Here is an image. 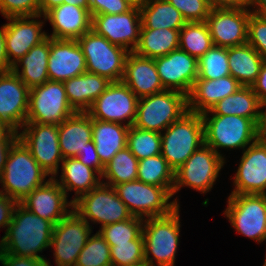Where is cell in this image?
I'll list each match as a JSON object with an SVG mask.
<instances>
[{
	"instance_id": "obj_1",
	"label": "cell",
	"mask_w": 266,
	"mask_h": 266,
	"mask_svg": "<svg viewBox=\"0 0 266 266\" xmlns=\"http://www.w3.org/2000/svg\"><path fill=\"white\" fill-rule=\"evenodd\" d=\"M54 224L43 219L21 203L15 207L11 223L3 237L4 252L18 257L47 261L39 253L50 248Z\"/></svg>"
},
{
	"instance_id": "obj_2",
	"label": "cell",
	"mask_w": 266,
	"mask_h": 266,
	"mask_svg": "<svg viewBox=\"0 0 266 266\" xmlns=\"http://www.w3.org/2000/svg\"><path fill=\"white\" fill-rule=\"evenodd\" d=\"M49 175L31 155L29 149L18 138L11 146L4 170L0 177L3 193L18 203L33 190L44 185Z\"/></svg>"
},
{
	"instance_id": "obj_3",
	"label": "cell",
	"mask_w": 266,
	"mask_h": 266,
	"mask_svg": "<svg viewBox=\"0 0 266 266\" xmlns=\"http://www.w3.org/2000/svg\"><path fill=\"white\" fill-rule=\"evenodd\" d=\"M205 144L218 155L221 149H242L259 138V125L251 118L236 115H215L210 110L201 114Z\"/></svg>"
},
{
	"instance_id": "obj_4",
	"label": "cell",
	"mask_w": 266,
	"mask_h": 266,
	"mask_svg": "<svg viewBox=\"0 0 266 266\" xmlns=\"http://www.w3.org/2000/svg\"><path fill=\"white\" fill-rule=\"evenodd\" d=\"M179 209L178 206L169 215L144 219L142 234L146 266H175L180 243ZM154 260L157 264L153 262Z\"/></svg>"
},
{
	"instance_id": "obj_5",
	"label": "cell",
	"mask_w": 266,
	"mask_h": 266,
	"mask_svg": "<svg viewBox=\"0 0 266 266\" xmlns=\"http://www.w3.org/2000/svg\"><path fill=\"white\" fill-rule=\"evenodd\" d=\"M161 133V155L175 172L203 144L204 123L201 114L188 111Z\"/></svg>"
},
{
	"instance_id": "obj_6",
	"label": "cell",
	"mask_w": 266,
	"mask_h": 266,
	"mask_svg": "<svg viewBox=\"0 0 266 266\" xmlns=\"http://www.w3.org/2000/svg\"><path fill=\"white\" fill-rule=\"evenodd\" d=\"M187 112L188 100L185 94L164 90L138 99L133 126L162 133Z\"/></svg>"
},
{
	"instance_id": "obj_7",
	"label": "cell",
	"mask_w": 266,
	"mask_h": 266,
	"mask_svg": "<svg viewBox=\"0 0 266 266\" xmlns=\"http://www.w3.org/2000/svg\"><path fill=\"white\" fill-rule=\"evenodd\" d=\"M118 197L135 217L142 219L169 215L180 203L164 188L139 180L114 186Z\"/></svg>"
},
{
	"instance_id": "obj_8",
	"label": "cell",
	"mask_w": 266,
	"mask_h": 266,
	"mask_svg": "<svg viewBox=\"0 0 266 266\" xmlns=\"http://www.w3.org/2000/svg\"><path fill=\"white\" fill-rule=\"evenodd\" d=\"M225 161L211 147L203 144L174 172L172 197L184 186L201 194L211 191Z\"/></svg>"
},
{
	"instance_id": "obj_9",
	"label": "cell",
	"mask_w": 266,
	"mask_h": 266,
	"mask_svg": "<svg viewBox=\"0 0 266 266\" xmlns=\"http://www.w3.org/2000/svg\"><path fill=\"white\" fill-rule=\"evenodd\" d=\"M86 59L87 72L119 82L123 78L128 50L114 45L92 29L77 39Z\"/></svg>"
},
{
	"instance_id": "obj_10",
	"label": "cell",
	"mask_w": 266,
	"mask_h": 266,
	"mask_svg": "<svg viewBox=\"0 0 266 266\" xmlns=\"http://www.w3.org/2000/svg\"><path fill=\"white\" fill-rule=\"evenodd\" d=\"M73 210L89 224L101 223L100 228L133 217L115 188L102 182L74 201Z\"/></svg>"
},
{
	"instance_id": "obj_11",
	"label": "cell",
	"mask_w": 266,
	"mask_h": 266,
	"mask_svg": "<svg viewBox=\"0 0 266 266\" xmlns=\"http://www.w3.org/2000/svg\"><path fill=\"white\" fill-rule=\"evenodd\" d=\"M224 211L232 228L258 244L266 241V194H230Z\"/></svg>"
},
{
	"instance_id": "obj_12",
	"label": "cell",
	"mask_w": 266,
	"mask_h": 266,
	"mask_svg": "<svg viewBox=\"0 0 266 266\" xmlns=\"http://www.w3.org/2000/svg\"><path fill=\"white\" fill-rule=\"evenodd\" d=\"M74 113L63 82L48 80L29 90L26 122L59 125Z\"/></svg>"
},
{
	"instance_id": "obj_13",
	"label": "cell",
	"mask_w": 266,
	"mask_h": 266,
	"mask_svg": "<svg viewBox=\"0 0 266 266\" xmlns=\"http://www.w3.org/2000/svg\"><path fill=\"white\" fill-rule=\"evenodd\" d=\"M20 130L18 138L33 158L50 178H58L59 166L64 159L59 146L58 125L26 122Z\"/></svg>"
},
{
	"instance_id": "obj_14",
	"label": "cell",
	"mask_w": 266,
	"mask_h": 266,
	"mask_svg": "<svg viewBox=\"0 0 266 266\" xmlns=\"http://www.w3.org/2000/svg\"><path fill=\"white\" fill-rule=\"evenodd\" d=\"M92 231V225L74 210L54 225L50 248L54 250L56 266H75Z\"/></svg>"
},
{
	"instance_id": "obj_15",
	"label": "cell",
	"mask_w": 266,
	"mask_h": 266,
	"mask_svg": "<svg viewBox=\"0 0 266 266\" xmlns=\"http://www.w3.org/2000/svg\"><path fill=\"white\" fill-rule=\"evenodd\" d=\"M138 99L122 81L112 82L93 102L87 113L93 119L130 127L136 119Z\"/></svg>"
},
{
	"instance_id": "obj_16",
	"label": "cell",
	"mask_w": 266,
	"mask_h": 266,
	"mask_svg": "<svg viewBox=\"0 0 266 266\" xmlns=\"http://www.w3.org/2000/svg\"><path fill=\"white\" fill-rule=\"evenodd\" d=\"M141 27V13L138 8H131L122 14L92 16L91 29L96 34L129 52L134 51L139 43Z\"/></svg>"
},
{
	"instance_id": "obj_17",
	"label": "cell",
	"mask_w": 266,
	"mask_h": 266,
	"mask_svg": "<svg viewBox=\"0 0 266 266\" xmlns=\"http://www.w3.org/2000/svg\"><path fill=\"white\" fill-rule=\"evenodd\" d=\"M250 12V7L211 9L205 22L213 45L230 48L247 44Z\"/></svg>"
},
{
	"instance_id": "obj_18",
	"label": "cell",
	"mask_w": 266,
	"mask_h": 266,
	"mask_svg": "<svg viewBox=\"0 0 266 266\" xmlns=\"http://www.w3.org/2000/svg\"><path fill=\"white\" fill-rule=\"evenodd\" d=\"M231 179L234 182L231 194H266V142L258 138L242 151Z\"/></svg>"
},
{
	"instance_id": "obj_19",
	"label": "cell",
	"mask_w": 266,
	"mask_h": 266,
	"mask_svg": "<svg viewBox=\"0 0 266 266\" xmlns=\"http://www.w3.org/2000/svg\"><path fill=\"white\" fill-rule=\"evenodd\" d=\"M154 61L164 89L188 96L198 78V60L178 48Z\"/></svg>"
},
{
	"instance_id": "obj_20",
	"label": "cell",
	"mask_w": 266,
	"mask_h": 266,
	"mask_svg": "<svg viewBox=\"0 0 266 266\" xmlns=\"http://www.w3.org/2000/svg\"><path fill=\"white\" fill-rule=\"evenodd\" d=\"M44 18L43 20H38ZM5 46L9 64L19 61L32 47L42 42L47 33L42 32L44 15L5 18Z\"/></svg>"
},
{
	"instance_id": "obj_21",
	"label": "cell",
	"mask_w": 266,
	"mask_h": 266,
	"mask_svg": "<svg viewBox=\"0 0 266 266\" xmlns=\"http://www.w3.org/2000/svg\"><path fill=\"white\" fill-rule=\"evenodd\" d=\"M29 90L12 70L0 72V121L15 132L26 123Z\"/></svg>"
},
{
	"instance_id": "obj_22",
	"label": "cell",
	"mask_w": 266,
	"mask_h": 266,
	"mask_svg": "<svg viewBox=\"0 0 266 266\" xmlns=\"http://www.w3.org/2000/svg\"><path fill=\"white\" fill-rule=\"evenodd\" d=\"M67 198L60 185L49 177L44 185L33 190L20 203L37 216L56 225L73 210V202Z\"/></svg>"
},
{
	"instance_id": "obj_23",
	"label": "cell",
	"mask_w": 266,
	"mask_h": 266,
	"mask_svg": "<svg viewBox=\"0 0 266 266\" xmlns=\"http://www.w3.org/2000/svg\"><path fill=\"white\" fill-rule=\"evenodd\" d=\"M47 70L49 80L58 82H64L85 73L86 59L77 40L50 37Z\"/></svg>"
},
{
	"instance_id": "obj_24",
	"label": "cell",
	"mask_w": 266,
	"mask_h": 266,
	"mask_svg": "<svg viewBox=\"0 0 266 266\" xmlns=\"http://www.w3.org/2000/svg\"><path fill=\"white\" fill-rule=\"evenodd\" d=\"M44 16L53 29L52 34L47 36L53 39L77 40L91 30L90 12L80 6L62 3L48 10Z\"/></svg>"
},
{
	"instance_id": "obj_25",
	"label": "cell",
	"mask_w": 266,
	"mask_h": 266,
	"mask_svg": "<svg viewBox=\"0 0 266 266\" xmlns=\"http://www.w3.org/2000/svg\"><path fill=\"white\" fill-rule=\"evenodd\" d=\"M121 81L138 98L150 96L165 90L161 84L154 59L142 57L134 51L129 52L127 55Z\"/></svg>"
},
{
	"instance_id": "obj_26",
	"label": "cell",
	"mask_w": 266,
	"mask_h": 266,
	"mask_svg": "<svg viewBox=\"0 0 266 266\" xmlns=\"http://www.w3.org/2000/svg\"><path fill=\"white\" fill-rule=\"evenodd\" d=\"M242 85L231 75L218 79H196L187 96L188 111L203 114Z\"/></svg>"
},
{
	"instance_id": "obj_27",
	"label": "cell",
	"mask_w": 266,
	"mask_h": 266,
	"mask_svg": "<svg viewBox=\"0 0 266 266\" xmlns=\"http://www.w3.org/2000/svg\"><path fill=\"white\" fill-rule=\"evenodd\" d=\"M68 102L75 112H87L112 83L108 78L85 72L63 82Z\"/></svg>"
},
{
	"instance_id": "obj_28",
	"label": "cell",
	"mask_w": 266,
	"mask_h": 266,
	"mask_svg": "<svg viewBox=\"0 0 266 266\" xmlns=\"http://www.w3.org/2000/svg\"><path fill=\"white\" fill-rule=\"evenodd\" d=\"M58 134L63 158L75 157L92 141V118L87 112H75L58 125Z\"/></svg>"
},
{
	"instance_id": "obj_29",
	"label": "cell",
	"mask_w": 266,
	"mask_h": 266,
	"mask_svg": "<svg viewBox=\"0 0 266 266\" xmlns=\"http://www.w3.org/2000/svg\"><path fill=\"white\" fill-rule=\"evenodd\" d=\"M60 165L62 168L60 179L56 177L53 179L65 191L67 197L69 191L75 192L72 202L102 182L101 175L95 169L84 165L76 157L64 158Z\"/></svg>"
},
{
	"instance_id": "obj_30",
	"label": "cell",
	"mask_w": 266,
	"mask_h": 266,
	"mask_svg": "<svg viewBox=\"0 0 266 266\" xmlns=\"http://www.w3.org/2000/svg\"><path fill=\"white\" fill-rule=\"evenodd\" d=\"M49 54L50 37L47 36L17 61L13 65L12 71L19 76L29 89L40 86L49 80L47 70ZM19 66L22 68L21 70H19Z\"/></svg>"
},
{
	"instance_id": "obj_31",
	"label": "cell",
	"mask_w": 266,
	"mask_h": 266,
	"mask_svg": "<svg viewBox=\"0 0 266 266\" xmlns=\"http://www.w3.org/2000/svg\"><path fill=\"white\" fill-rule=\"evenodd\" d=\"M128 126L92 118V141L103 165L120 150L127 147Z\"/></svg>"
},
{
	"instance_id": "obj_32",
	"label": "cell",
	"mask_w": 266,
	"mask_h": 266,
	"mask_svg": "<svg viewBox=\"0 0 266 266\" xmlns=\"http://www.w3.org/2000/svg\"><path fill=\"white\" fill-rule=\"evenodd\" d=\"M229 71L242 86H252L265 60L248 43L228 48Z\"/></svg>"
},
{
	"instance_id": "obj_33",
	"label": "cell",
	"mask_w": 266,
	"mask_h": 266,
	"mask_svg": "<svg viewBox=\"0 0 266 266\" xmlns=\"http://www.w3.org/2000/svg\"><path fill=\"white\" fill-rule=\"evenodd\" d=\"M210 111L215 115H236L261 121V103L251 86H242L235 93L217 102Z\"/></svg>"
},
{
	"instance_id": "obj_34",
	"label": "cell",
	"mask_w": 266,
	"mask_h": 266,
	"mask_svg": "<svg viewBox=\"0 0 266 266\" xmlns=\"http://www.w3.org/2000/svg\"><path fill=\"white\" fill-rule=\"evenodd\" d=\"M141 29L180 30L187 22L167 0H147L140 9Z\"/></svg>"
},
{
	"instance_id": "obj_35",
	"label": "cell",
	"mask_w": 266,
	"mask_h": 266,
	"mask_svg": "<svg viewBox=\"0 0 266 266\" xmlns=\"http://www.w3.org/2000/svg\"><path fill=\"white\" fill-rule=\"evenodd\" d=\"M180 30L166 28L141 29L140 39L134 52L142 57L155 59L179 48Z\"/></svg>"
},
{
	"instance_id": "obj_36",
	"label": "cell",
	"mask_w": 266,
	"mask_h": 266,
	"mask_svg": "<svg viewBox=\"0 0 266 266\" xmlns=\"http://www.w3.org/2000/svg\"><path fill=\"white\" fill-rule=\"evenodd\" d=\"M138 162L139 160L127 147L118 151L111 160L104 165V171L101 175L102 183L114 187L115 185L137 180Z\"/></svg>"
},
{
	"instance_id": "obj_37",
	"label": "cell",
	"mask_w": 266,
	"mask_h": 266,
	"mask_svg": "<svg viewBox=\"0 0 266 266\" xmlns=\"http://www.w3.org/2000/svg\"><path fill=\"white\" fill-rule=\"evenodd\" d=\"M137 172V180L164 187L172 195L174 171L161 154L139 160Z\"/></svg>"
},
{
	"instance_id": "obj_38",
	"label": "cell",
	"mask_w": 266,
	"mask_h": 266,
	"mask_svg": "<svg viewBox=\"0 0 266 266\" xmlns=\"http://www.w3.org/2000/svg\"><path fill=\"white\" fill-rule=\"evenodd\" d=\"M213 46L206 22H187L179 32V48L200 59Z\"/></svg>"
},
{
	"instance_id": "obj_39",
	"label": "cell",
	"mask_w": 266,
	"mask_h": 266,
	"mask_svg": "<svg viewBox=\"0 0 266 266\" xmlns=\"http://www.w3.org/2000/svg\"><path fill=\"white\" fill-rule=\"evenodd\" d=\"M127 148L138 160L161 154V133L130 126Z\"/></svg>"
},
{
	"instance_id": "obj_40",
	"label": "cell",
	"mask_w": 266,
	"mask_h": 266,
	"mask_svg": "<svg viewBox=\"0 0 266 266\" xmlns=\"http://www.w3.org/2000/svg\"><path fill=\"white\" fill-rule=\"evenodd\" d=\"M143 222L144 219L133 216L128 220L105 225L98 232L109 246L128 243L131 240H144L142 234Z\"/></svg>"
},
{
	"instance_id": "obj_41",
	"label": "cell",
	"mask_w": 266,
	"mask_h": 266,
	"mask_svg": "<svg viewBox=\"0 0 266 266\" xmlns=\"http://www.w3.org/2000/svg\"><path fill=\"white\" fill-rule=\"evenodd\" d=\"M229 75L228 48L213 45L198 59L197 79H218Z\"/></svg>"
},
{
	"instance_id": "obj_42",
	"label": "cell",
	"mask_w": 266,
	"mask_h": 266,
	"mask_svg": "<svg viewBox=\"0 0 266 266\" xmlns=\"http://www.w3.org/2000/svg\"><path fill=\"white\" fill-rule=\"evenodd\" d=\"M75 266H112L110 246L98 231L89 237Z\"/></svg>"
},
{
	"instance_id": "obj_43",
	"label": "cell",
	"mask_w": 266,
	"mask_h": 266,
	"mask_svg": "<svg viewBox=\"0 0 266 266\" xmlns=\"http://www.w3.org/2000/svg\"><path fill=\"white\" fill-rule=\"evenodd\" d=\"M112 266H146L144 260V240L110 246Z\"/></svg>"
},
{
	"instance_id": "obj_44",
	"label": "cell",
	"mask_w": 266,
	"mask_h": 266,
	"mask_svg": "<svg viewBox=\"0 0 266 266\" xmlns=\"http://www.w3.org/2000/svg\"><path fill=\"white\" fill-rule=\"evenodd\" d=\"M184 17L186 22H204L210 13L208 0H167Z\"/></svg>"
},
{
	"instance_id": "obj_45",
	"label": "cell",
	"mask_w": 266,
	"mask_h": 266,
	"mask_svg": "<svg viewBox=\"0 0 266 266\" xmlns=\"http://www.w3.org/2000/svg\"><path fill=\"white\" fill-rule=\"evenodd\" d=\"M266 62V17L250 12L248 41Z\"/></svg>"
},
{
	"instance_id": "obj_46",
	"label": "cell",
	"mask_w": 266,
	"mask_h": 266,
	"mask_svg": "<svg viewBox=\"0 0 266 266\" xmlns=\"http://www.w3.org/2000/svg\"><path fill=\"white\" fill-rule=\"evenodd\" d=\"M4 18L40 15L39 0H0Z\"/></svg>"
},
{
	"instance_id": "obj_47",
	"label": "cell",
	"mask_w": 266,
	"mask_h": 266,
	"mask_svg": "<svg viewBox=\"0 0 266 266\" xmlns=\"http://www.w3.org/2000/svg\"><path fill=\"white\" fill-rule=\"evenodd\" d=\"M131 8L125 0H89L91 17L97 14H122Z\"/></svg>"
},
{
	"instance_id": "obj_48",
	"label": "cell",
	"mask_w": 266,
	"mask_h": 266,
	"mask_svg": "<svg viewBox=\"0 0 266 266\" xmlns=\"http://www.w3.org/2000/svg\"><path fill=\"white\" fill-rule=\"evenodd\" d=\"M75 157L78 158L84 165L95 169L100 175H102L104 165L98 157L93 141L88 142L86 147L82 151H78Z\"/></svg>"
},
{
	"instance_id": "obj_49",
	"label": "cell",
	"mask_w": 266,
	"mask_h": 266,
	"mask_svg": "<svg viewBox=\"0 0 266 266\" xmlns=\"http://www.w3.org/2000/svg\"><path fill=\"white\" fill-rule=\"evenodd\" d=\"M18 202L13 198L0 193V228H8Z\"/></svg>"
},
{
	"instance_id": "obj_50",
	"label": "cell",
	"mask_w": 266,
	"mask_h": 266,
	"mask_svg": "<svg viewBox=\"0 0 266 266\" xmlns=\"http://www.w3.org/2000/svg\"><path fill=\"white\" fill-rule=\"evenodd\" d=\"M3 266H52L51 263L43 260H37L31 257H18L4 252L2 263Z\"/></svg>"
},
{
	"instance_id": "obj_51",
	"label": "cell",
	"mask_w": 266,
	"mask_h": 266,
	"mask_svg": "<svg viewBox=\"0 0 266 266\" xmlns=\"http://www.w3.org/2000/svg\"><path fill=\"white\" fill-rule=\"evenodd\" d=\"M211 9H236L250 7L251 0H208Z\"/></svg>"
},
{
	"instance_id": "obj_52",
	"label": "cell",
	"mask_w": 266,
	"mask_h": 266,
	"mask_svg": "<svg viewBox=\"0 0 266 266\" xmlns=\"http://www.w3.org/2000/svg\"><path fill=\"white\" fill-rule=\"evenodd\" d=\"M260 103L266 101V62L261 67L256 81L251 86Z\"/></svg>"
},
{
	"instance_id": "obj_53",
	"label": "cell",
	"mask_w": 266,
	"mask_h": 266,
	"mask_svg": "<svg viewBox=\"0 0 266 266\" xmlns=\"http://www.w3.org/2000/svg\"><path fill=\"white\" fill-rule=\"evenodd\" d=\"M18 139V133L13 132L3 143H0V177L5 167L12 144Z\"/></svg>"
},
{
	"instance_id": "obj_54",
	"label": "cell",
	"mask_w": 266,
	"mask_h": 266,
	"mask_svg": "<svg viewBox=\"0 0 266 266\" xmlns=\"http://www.w3.org/2000/svg\"><path fill=\"white\" fill-rule=\"evenodd\" d=\"M12 66L9 64L6 46H5V24L0 27V72L11 71Z\"/></svg>"
},
{
	"instance_id": "obj_55",
	"label": "cell",
	"mask_w": 266,
	"mask_h": 266,
	"mask_svg": "<svg viewBox=\"0 0 266 266\" xmlns=\"http://www.w3.org/2000/svg\"><path fill=\"white\" fill-rule=\"evenodd\" d=\"M251 12L266 17V0H251Z\"/></svg>"
},
{
	"instance_id": "obj_56",
	"label": "cell",
	"mask_w": 266,
	"mask_h": 266,
	"mask_svg": "<svg viewBox=\"0 0 266 266\" xmlns=\"http://www.w3.org/2000/svg\"><path fill=\"white\" fill-rule=\"evenodd\" d=\"M266 101L261 103V121L259 124V138L266 142Z\"/></svg>"
},
{
	"instance_id": "obj_57",
	"label": "cell",
	"mask_w": 266,
	"mask_h": 266,
	"mask_svg": "<svg viewBox=\"0 0 266 266\" xmlns=\"http://www.w3.org/2000/svg\"><path fill=\"white\" fill-rule=\"evenodd\" d=\"M62 3L63 0H39L40 15H44L48 10Z\"/></svg>"
},
{
	"instance_id": "obj_58",
	"label": "cell",
	"mask_w": 266,
	"mask_h": 266,
	"mask_svg": "<svg viewBox=\"0 0 266 266\" xmlns=\"http://www.w3.org/2000/svg\"><path fill=\"white\" fill-rule=\"evenodd\" d=\"M13 132L11 127L0 121V143H3Z\"/></svg>"
},
{
	"instance_id": "obj_59",
	"label": "cell",
	"mask_w": 266,
	"mask_h": 266,
	"mask_svg": "<svg viewBox=\"0 0 266 266\" xmlns=\"http://www.w3.org/2000/svg\"><path fill=\"white\" fill-rule=\"evenodd\" d=\"M63 3L80 6L89 11V0H63Z\"/></svg>"
},
{
	"instance_id": "obj_60",
	"label": "cell",
	"mask_w": 266,
	"mask_h": 266,
	"mask_svg": "<svg viewBox=\"0 0 266 266\" xmlns=\"http://www.w3.org/2000/svg\"><path fill=\"white\" fill-rule=\"evenodd\" d=\"M132 8L141 9L147 0H125Z\"/></svg>"
},
{
	"instance_id": "obj_61",
	"label": "cell",
	"mask_w": 266,
	"mask_h": 266,
	"mask_svg": "<svg viewBox=\"0 0 266 266\" xmlns=\"http://www.w3.org/2000/svg\"><path fill=\"white\" fill-rule=\"evenodd\" d=\"M3 254H4V242L2 237L0 240V263H2Z\"/></svg>"
},
{
	"instance_id": "obj_62",
	"label": "cell",
	"mask_w": 266,
	"mask_h": 266,
	"mask_svg": "<svg viewBox=\"0 0 266 266\" xmlns=\"http://www.w3.org/2000/svg\"><path fill=\"white\" fill-rule=\"evenodd\" d=\"M265 256H266V254H265ZM263 266H266V257H265V261H264V264H263Z\"/></svg>"
}]
</instances>
